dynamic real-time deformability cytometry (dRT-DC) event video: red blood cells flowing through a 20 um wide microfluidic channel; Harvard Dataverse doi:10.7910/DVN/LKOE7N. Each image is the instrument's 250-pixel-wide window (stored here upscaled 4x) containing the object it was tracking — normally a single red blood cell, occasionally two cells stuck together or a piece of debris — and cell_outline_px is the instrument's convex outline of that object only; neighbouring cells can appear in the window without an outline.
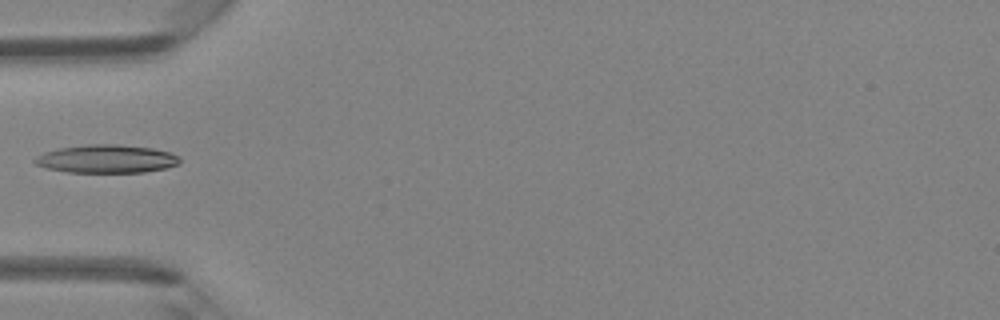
{"species": "Egyptian fruit bat (a non-hibernating species)", "species_latin": "Rousettus aegyptiacus", "temperature_condition": "room temperature", "stored_images_in_passage": 31, "camera_frame_rate_fps": 3000, "um_per_image_px": 0.085, "animal": {"sex": "female"}, "frame": {"image": 1, "passage_image": 1, "time_ms": 0.0, "image_size_px": [1000, 320], "cell_outline_px": [[180, 164], [164, 168], [144, 172], [68, 172], [48, 168], [36, 164], [32, 160], [44, 152], [60, 148], [88, 144], [116, 144], [152, 148], [172, 152], [180, 156]], "centroid_in_image_um": [9.1, 13.5], "position_along_channel_um": 75.9, "area_um2": 23.76}}
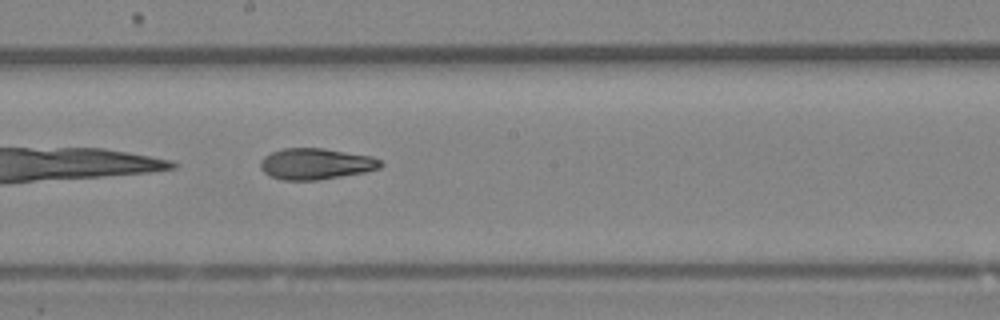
{"frame": {"image": 2, "passage_image": 11, "time_ms": 3.333, "image_size_px": [1000, 320], "cell_outline_px": [[384, 164], [380, 168], [364, 172], [320, 180], [280, 180], [268, 176], [260, 168], [260, 160], [264, 156], [272, 152], [284, 148], [324, 148], [372, 156], [380, 160]], "centroid_in_image_um": [26.83, 13.93], "position_along_channel_um": 221.4, "area_um2": 22.02}}
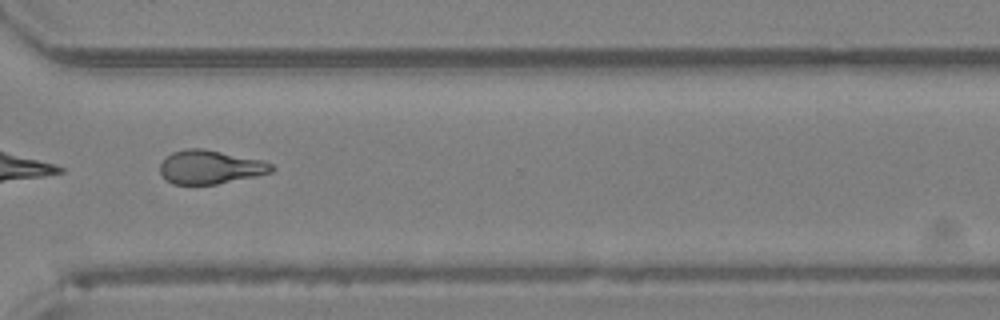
{"frame": {"image": 3, "passage_image": 20, "time_ms": 6.333, "image_size_px": [1000, 320], "cell_outline_px": [[276, 168], [272, 172], [256, 176], [216, 184], [172, 184], [164, 180], [160, 172], [160, 164], [172, 152], [184, 148], [200, 148], [260, 160], [272, 164]], "centroid_in_image_um": [17.84, 14.21], "position_along_channel_um": 352.8, "area_um2": 21.73}}